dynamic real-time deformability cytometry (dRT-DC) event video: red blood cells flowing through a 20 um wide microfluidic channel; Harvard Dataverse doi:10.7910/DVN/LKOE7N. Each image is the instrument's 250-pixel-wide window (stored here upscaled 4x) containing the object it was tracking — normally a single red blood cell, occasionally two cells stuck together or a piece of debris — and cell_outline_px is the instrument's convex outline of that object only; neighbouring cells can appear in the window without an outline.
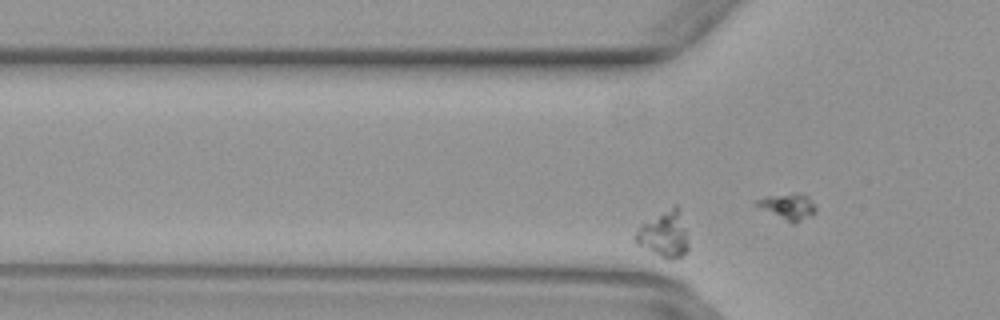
{"species": "common noctule bat (a hibernating species)", "species_latin": "Nyctalus noctula", "temperature_condition": "warm", "stored_images_in_passage": 43, "camera_frame_rate_fps": 3000, "um_per_image_px": 0.085, "animal": {"sex": "female", "body_mass_g": 29.2, "forearm_length_mm": 56.3}, "frame": {"image": 1, "passage_image": 7, "time_ms": 2.0, "image_size_px": [1000, 320], "cell_outline_px": [[688, 248], [680, 256], [668, 260], [636, 244], [632, 236], [640, 224], [676, 204], [680, 208], [688, 244]], "centroid_in_image_um": [56.4, 19.9], "position_along_channel_um": 69.4, "area_um2": 14.16}}
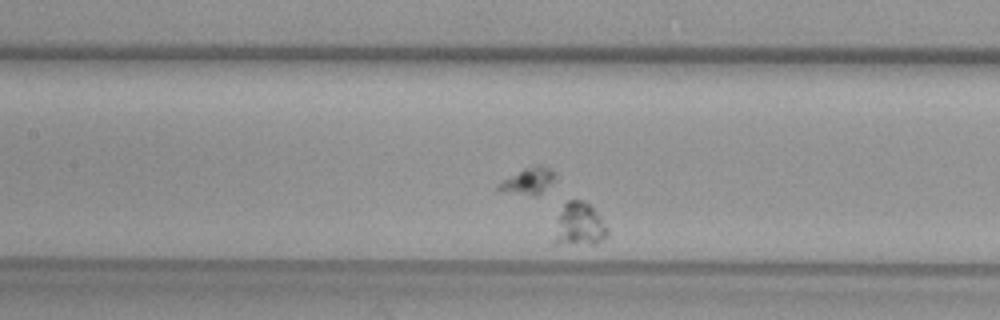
{"frame": {"image": 2, "passage_image": 15, "time_ms": 4.667, "image_size_px": [1000, 320], "cell_outline_px": [[608, 236], [596, 244], [552, 244], [552, 240], [560, 212], [564, 204], [568, 200], [584, 200], [600, 216], [608, 228]], "centroid_in_image_um": [49.23, 19.12], "position_along_channel_um": 158.2, "area_um2": 13.47}}
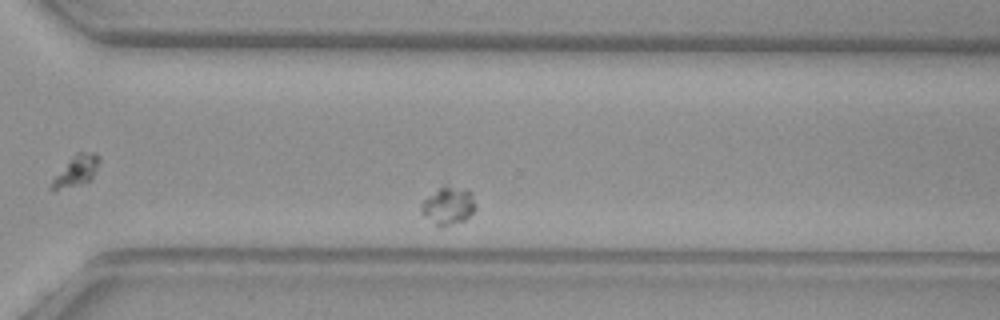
{"frame": {"image": 3, "passage_image": 30, "time_ms": 9.667, "image_size_px": [1000, 320], "cell_outline_px": [[476, 208], [464, 220], [440, 228], [420, 212], [420, 208], [424, 200], [428, 196], [444, 184], [448, 184], [468, 188], [472, 192], [476, 204]], "centroid_in_image_um": [38.13, 17.44], "position_along_channel_um": 332.5, "area_um2": 12.2}}